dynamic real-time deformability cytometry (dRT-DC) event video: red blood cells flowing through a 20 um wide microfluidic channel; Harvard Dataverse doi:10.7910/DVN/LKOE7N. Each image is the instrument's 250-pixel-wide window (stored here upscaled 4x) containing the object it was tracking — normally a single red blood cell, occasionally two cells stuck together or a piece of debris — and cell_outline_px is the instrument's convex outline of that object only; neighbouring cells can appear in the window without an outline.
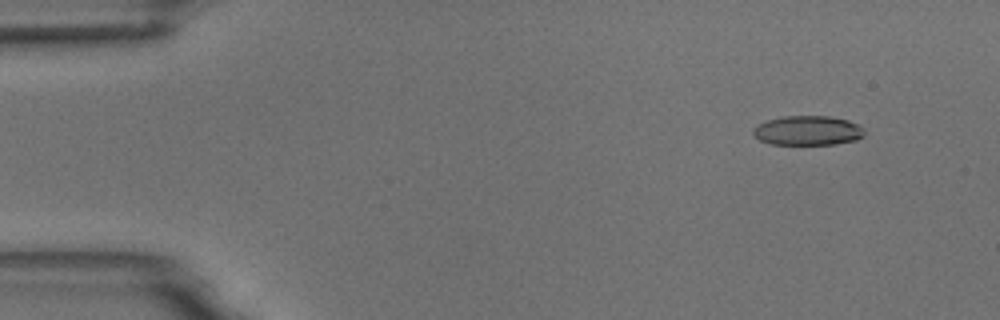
{"species": "common noctule bat (a hibernating species)", "species_latin": "Nyctalus noctula", "temperature_condition": "room temperature", "stored_images_in_passage": 5, "camera_frame_rate_fps": 3000, "um_per_image_px": 0.085, "animal": {"sex": "male", "body_mass_g": 18.8}, "frame": {"image": 1, "passage_image": 2, "time_ms": 1.0, "image_size_px": [1000, 320], "cell_outline_px": [[864, 136], [856, 140], [836, 144], [768, 144], [760, 140], [752, 132], [752, 128], [768, 120], [784, 116], [828, 116], [848, 120], [860, 124], [864, 128]], "centroid_in_image_um": [68.7, 11.1], "position_along_channel_um": 16.3, "area_um2": 19.19}}
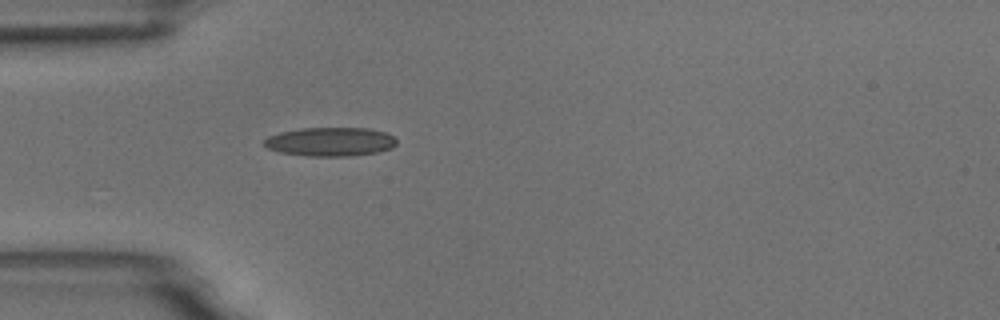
{"frame": {"image": 2, "passage_image": 5, "time_ms": 4.667, "image_size_px": [1000, 320], "cell_outline_px": [[396, 144], [392, 148], [376, 152], [352, 156], [308, 156], [280, 152], [268, 148], [264, 144], [264, 140], [268, 136], [280, 132], [300, 128], [368, 128], [384, 132], [392, 136], [396, 140]], "centroid_in_image_um": [28.07, 12.04], "position_along_channel_um": 56.9, "area_um2": 22.2}}